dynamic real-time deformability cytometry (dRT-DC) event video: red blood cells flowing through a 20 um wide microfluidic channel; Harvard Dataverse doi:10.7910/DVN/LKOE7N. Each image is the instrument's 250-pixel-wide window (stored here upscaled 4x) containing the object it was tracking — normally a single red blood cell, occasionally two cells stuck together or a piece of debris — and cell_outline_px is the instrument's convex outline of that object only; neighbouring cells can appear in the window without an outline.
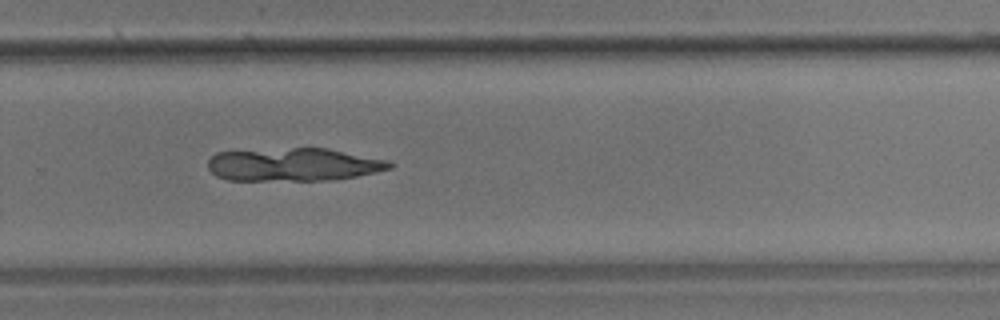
{"species": "common noctule bat (a hibernating species)", "species_latin": "Nyctalus noctula", "temperature_condition": "room temperature", "stored_images_in_passage": 48, "camera_frame_rate_fps": 3000, "um_per_image_px": 0.085, "animal": {"sex": "male", "body_mass_g": 17.9}, "frame": {"image": 1, "passage_image": 36, "time_ms": 11.667, "image_size_px": [1000, 320], "cell_outline_px": [[396, 164], [392, 168], [376, 172], [356, 176], [332, 180], [228, 180], [216, 176], [208, 168], [208, 160], [216, 152], [292, 148], [328, 148], [388, 160]], "centroid_in_image_um": [24.98, 13.99], "position_along_channel_um": 304.8, "area_um2": 35.08}}